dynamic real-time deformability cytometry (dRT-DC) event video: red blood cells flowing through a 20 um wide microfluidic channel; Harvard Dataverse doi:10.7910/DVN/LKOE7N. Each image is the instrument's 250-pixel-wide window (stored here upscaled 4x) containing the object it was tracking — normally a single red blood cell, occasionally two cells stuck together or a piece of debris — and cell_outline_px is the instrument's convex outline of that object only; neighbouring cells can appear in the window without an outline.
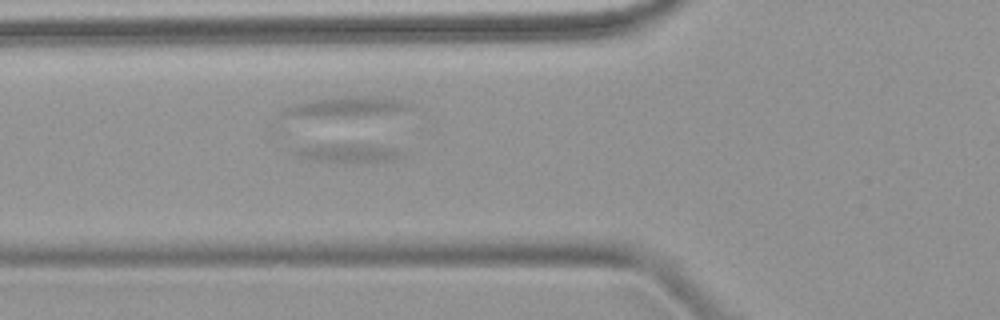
{"species": "common noctule bat (a hibernating species)", "species_latin": "Nyctalus noctula", "temperature_condition": "warm", "stored_images_in_passage": 7, "camera_frame_rate_fps": 3000, "um_per_image_px": 0.085, "animal": {"sex": "female", "body_mass_g": 18.4}, "frame": {"image": 1, "passage_image": 7, "time_ms": 7.333, "image_size_px": [1000, 320], "cell_outline_px": [[404, 156], [392, 160], [336, 164], [312, 160], [300, 156], [296, 152], [300, 148], [316, 144], [356, 144], [396, 148]], "centroid_in_image_um": [29.62, 13.03], "position_along_channel_um": 96.2, "area_um2": 11.68}}